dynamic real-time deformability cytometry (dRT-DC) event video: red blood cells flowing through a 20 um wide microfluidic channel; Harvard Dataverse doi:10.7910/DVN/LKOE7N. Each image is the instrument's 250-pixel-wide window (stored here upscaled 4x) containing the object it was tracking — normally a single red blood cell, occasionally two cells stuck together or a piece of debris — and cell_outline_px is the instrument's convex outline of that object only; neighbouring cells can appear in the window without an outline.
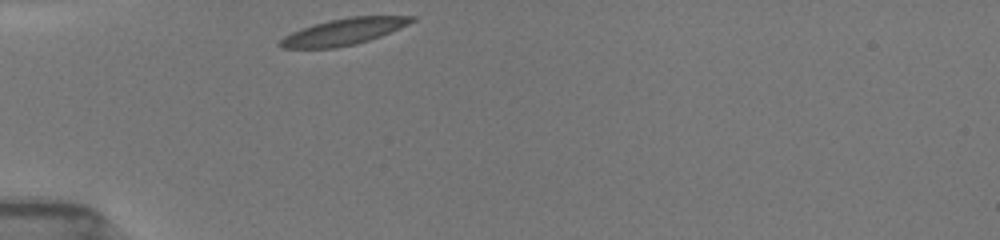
{"species": "common noctule bat (a hibernating species)", "species_latin": "Nyctalus noctula", "temperature_condition": "room temperature", "stored_images_in_passage": 29, "camera_frame_rate_fps": 3000, "um_per_image_px": 0.085, "animal": {"sex": "female", "body_mass_g": 19.5, "forearm_length_mm": 54.1}, "frame": {"image": 1, "passage_image": 1, "time_ms": 0.0, "image_size_px": [1000, 240], "cell_outline_px": [[416, 20], [408, 24], [380, 36], [356, 44], [336, 48], [280, 48], [276, 44], [284, 36], [300, 28], [312, 24], [328, 20], [348, 16], [416, 16]], "centroid_in_image_um": [29.16, 2.69], "position_along_channel_um": 55.8, "area_um2": 20.4}}
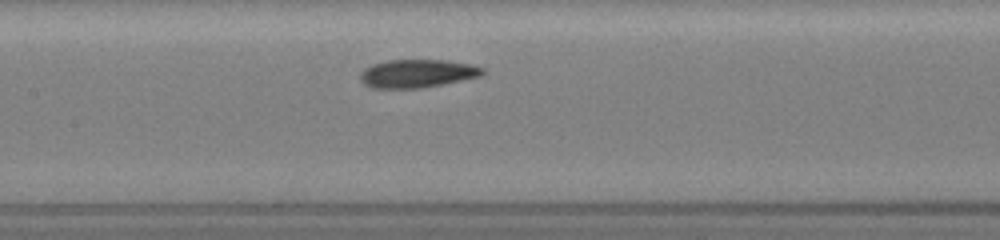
{"frame": {"image": 2, "passage_image": 11, "time_ms": 3.333, "image_size_px": [1000, 240], "cell_outline_px": [[484, 76], [420, 88], [372, 88], [364, 84], [360, 80], [360, 72], [364, 68], [372, 64], [388, 60], [448, 60], [472, 64], [484, 68]], "centroid_in_image_um": [35.48, 6.24], "position_along_channel_um": 171.9, "area_um2": 20.29}}
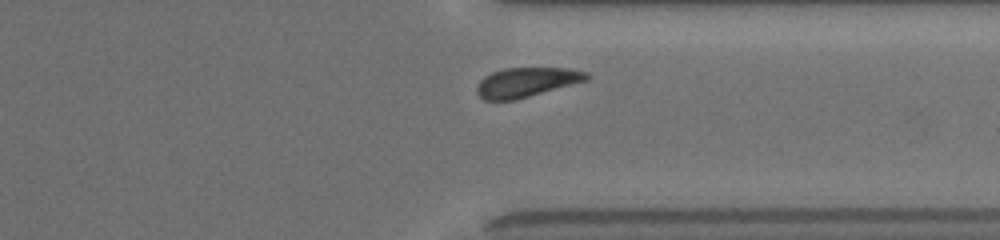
{"frame": {"image": 3, "passage_image": 26, "time_ms": 8.333, "image_size_px": [1000, 240], "cell_outline_px": [[592, 76], [588, 80], [516, 100], [484, 100], [476, 92], [476, 88], [480, 80], [484, 76], [492, 72], [504, 68], [568, 68], [588, 72]], "centroid_in_image_um": [44.77, 6.99], "position_along_channel_um": 366.6, "area_um2": 19.02}, "authors_computed_cell_mechanics": {"area_um2": 20.1144, "velocity_mm_per_s": 3.8986, "shape_relaxation_time_tau1_ms": 3.1142, "shape_relaxation_time_tau2_ms": 3.773, "deformation_change_tau1": 0.1269, "deformation_change_tau2": 0.0841}}